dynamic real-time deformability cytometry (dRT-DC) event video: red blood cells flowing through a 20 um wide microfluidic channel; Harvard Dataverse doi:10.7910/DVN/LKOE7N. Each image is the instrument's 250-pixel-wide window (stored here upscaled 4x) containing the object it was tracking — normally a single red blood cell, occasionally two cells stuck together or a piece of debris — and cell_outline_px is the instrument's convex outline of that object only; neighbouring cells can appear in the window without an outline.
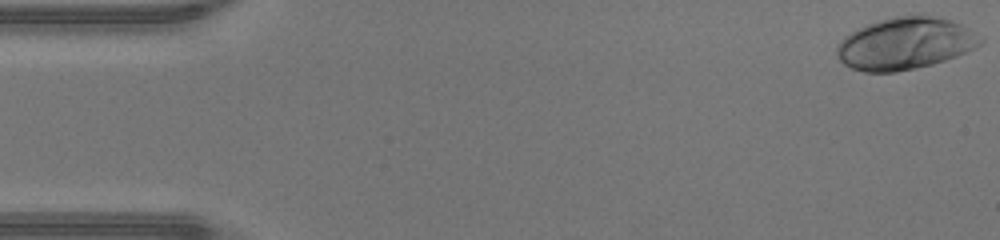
{"species": "human", "species_latin": "Homo sapiens", "temperature_condition": "warm", "stored_images_in_passage": 46, "camera_frame_rate_fps": 3000, "um_per_image_px": 0.085, "donor": {"sex": "male"}, "frame": {"image": 1, "passage_image": 1, "time_ms": 0.0, "image_size_px": [1000, 240], "cell_outline_px": [[984, 40], [976, 48], [956, 56], [932, 64], [916, 68], [896, 72], [864, 72], [852, 68], [844, 64], [840, 60], [836, 52], [836, 48], [844, 36], [868, 24], [880, 20], [896, 16], [932, 16], [952, 20], [984, 36]], "centroid_in_image_um": [76.97, 3.71], "position_along_channel_um": 8.0, "area_um2": 43.29}}
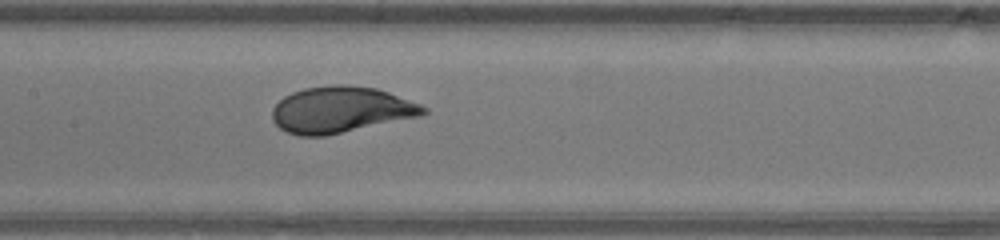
{"frame": {"image": 2, "passage_image": 22, "time_ms": 7.0, "image_size_px": [1000, 240], "cell_outline_px": [[428, 112], [420, 116], [324, 136], [300, 136], [288, 132], [280, 128], [272, 120], [272, 108], [284, 96], [292, 92], [304, 88], [332, 84], [348, 84], [376, 88], [388, 92], [420, 104], [428, 108]], "centroid_in_image_um": [28.95, 9.31], "position_along_channel_um": 178.4, "area_um2": 40.69}}
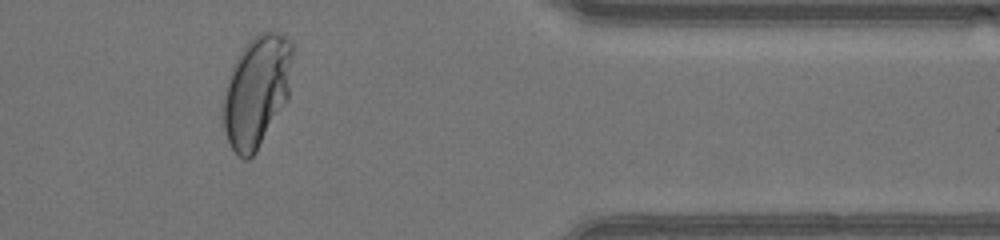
{"frame": {"image": 3, "passage_image": 38, "time_ms": 12.333, "image_size_px": [1000, 240], "cell_outline_px": [[292, 56], [288, 100], [256, 152], [248, 160], [244, 160], [232, 148], [228, 140], [224, 128], [224, 88], [228, 76], [240, 52], [248, 40], [260, 32], [276, 32], [292, 40]], "centroid_in_image_um": [21.83, 7.74], "position_along_channel_um": 389.6, "area_um2": 44.85}, "authors_computed_cell_mechanics": {"area_um2": 40.1999, "velocity_mm_per_s": 4.4456, "shape_relaxation_time_tau1_ms": 3.0889, "shape_relaxation_time_tau2_ms": null, "deformation_change_tau1": 0.2063, "deformation_change_tau2": null}}